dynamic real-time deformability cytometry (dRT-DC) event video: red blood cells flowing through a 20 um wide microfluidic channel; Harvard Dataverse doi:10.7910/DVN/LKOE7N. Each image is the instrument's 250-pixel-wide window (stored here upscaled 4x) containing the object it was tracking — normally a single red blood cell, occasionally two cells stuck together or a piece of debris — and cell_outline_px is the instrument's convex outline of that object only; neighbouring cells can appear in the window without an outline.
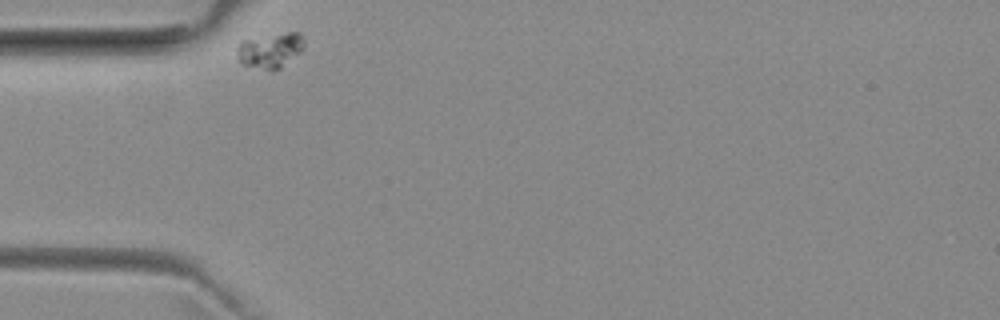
{"species": "common noctule bat (a hibernating species)", "species_latin": "Nyctalus noctula", "temperature_condition": "room temperature", "stored_images_in_passage": 31, "camera_frame_rate_fps": 3000, "um_per_image_px": 0.085, "animal": {"sex": "female", "body_mass_g": 29.2, "forearm_length_mm": 56.3}, "frame": {"image": 1, "passage_image": 1, "time_ms": 0.0, "image_size_px": [1000, 320], "cell_outline_px": [[304, 48], [300, 52], [280, 68], [264, 68], [240, 64], [236, 52], [236, 48], [244, 40], [288, 32], [300, 32], [304, 40]], "centroid_in_image_um": [22.98, 4.25], "position_along_channel_um": 62.0, "area_um2": 13.29}}
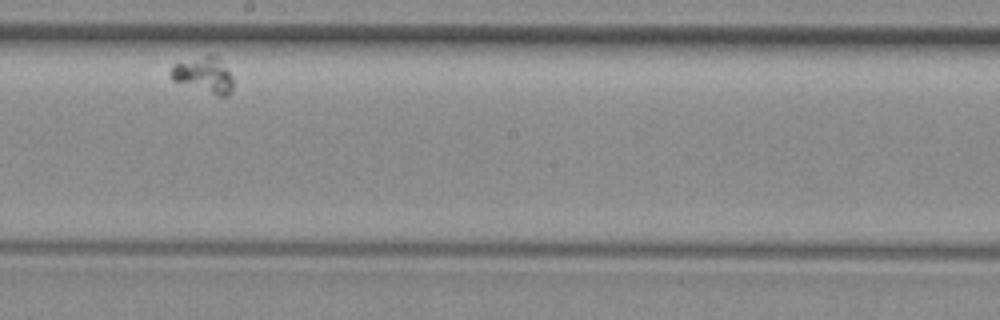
{"frame": {"image": 2, "passage_image": 18, "time_ms": 5.667, "image_size_px": [1000, 320], "cell_outline_px": [[232, 92], [228, 96], [216, 96], [172, 80], [168, 76], [168, 72], [172, 64], [204, 56], [216, 56], [220, 60], [232, 76]], "centroid_in_image_um": [17.29, 6.4], "position_along_channel_um": 230.9, "area_um2": 13.01}}
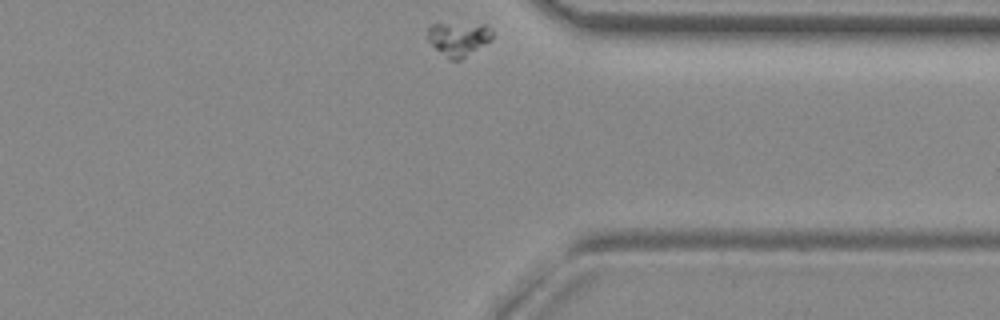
{"frame": {"image": 3, "passage_image": 31, "time_ms": 10.0, "image_size_px": [1000, 320], "cell_outline_px": [[492, 36], [488, 40], [460, 60], [448, 60], [428, 40], [428, 28], [432, 24], [488, 24], [492, 28]], "centroid_in_image_um": [38.96, 3.28], "position_along_channel_um": 372.4, "area_um2": 12.43}}